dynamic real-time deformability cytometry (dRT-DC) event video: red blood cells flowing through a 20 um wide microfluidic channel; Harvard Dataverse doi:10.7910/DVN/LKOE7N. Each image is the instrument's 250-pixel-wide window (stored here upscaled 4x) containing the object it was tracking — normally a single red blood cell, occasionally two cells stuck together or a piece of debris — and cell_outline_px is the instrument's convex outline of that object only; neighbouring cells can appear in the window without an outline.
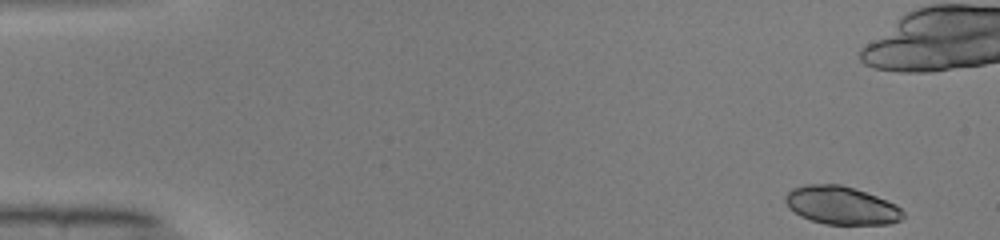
{"species": "common noctule bat (a hibernating species)", "species_latin": "Nyctalus noctula", "temperature_condition": "warm", "stored_images_in_passage": 49, "camera_frame_rate_fps": 3000, "um_per_image_px": 0.085, "animal": {"sex": "male", "body_mass_g": 19.0, "forearm_length_mm": 50.8}, "frame": {"image": 1, "passage_image": 1, "time_ms": 0.0, "image_size_px": [1000, 240], "cell_outline_px": [[904, 216], [900, 220], [888, 224], [824, 224], [800, 216], [788, 208], [784, 200], [784, 196], [792, 188], [804, 184], [840, 184], [876, 196], [896, 204], [904, 212]], "centroid_in_image_um": [71.47, 17.46], "position_along_channel_um": 13.5, "area_um2": 26.13}}